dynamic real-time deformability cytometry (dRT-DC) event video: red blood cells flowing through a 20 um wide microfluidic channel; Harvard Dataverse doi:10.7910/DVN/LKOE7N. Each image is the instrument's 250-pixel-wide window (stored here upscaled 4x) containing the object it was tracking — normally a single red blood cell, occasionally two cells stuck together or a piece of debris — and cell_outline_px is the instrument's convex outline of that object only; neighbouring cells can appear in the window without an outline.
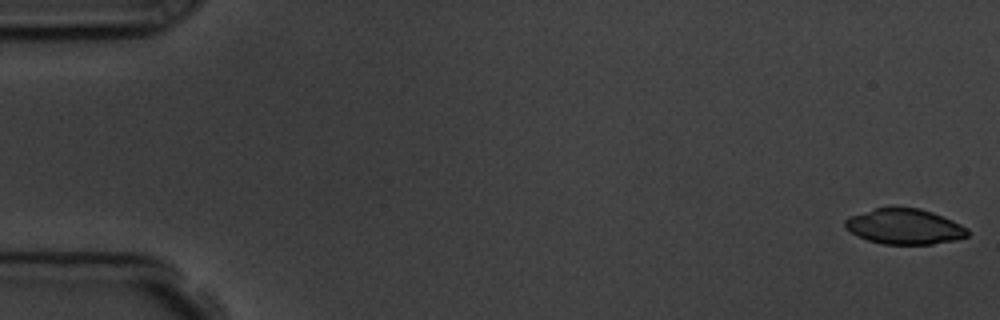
{"species": "common noctule bat (a hibernating species)", "species_latin": "Nyctalus noctula", "temperature_condition": "room temperature", "stored_images_in_passage": 56, "camera_frame_rate_fps": 3000, "um_per_image_px": 0.085, "animal": {"sex": "male", "body_mass_g": 19.5, "forearm_length_mm": 54.6}, "frame": {"image": 1, "passage_image": 1, "time_ms": 0.0, "image_size_px": [1000, 320], "cell_outline_px": [[968, 236], [956, 240], [932, 244], [880, 244], [856, 236], [844, 228], [844, 220], [848, 216], [876, 208], [892, 204], [920, 208], [932, 212], [952, 220], [968, 228]], "centroid_in_image_um": [76.83, 19.22], "position_along_channel_um": 8.2, "area_um2": 26.01}}
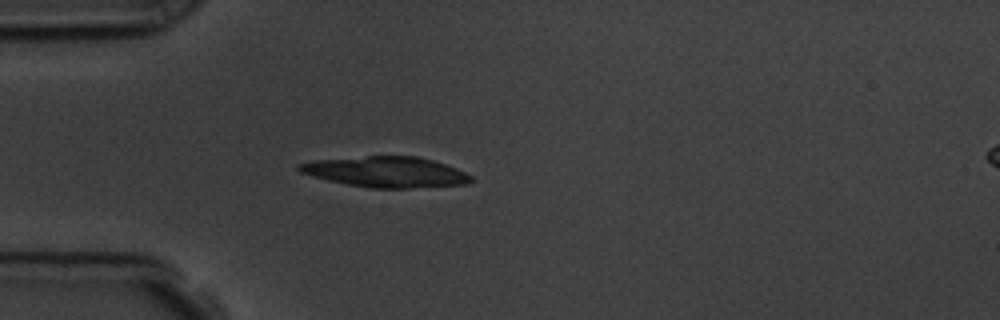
{"frame": {"image": 2, "passage_image": 16, "time_ms": 5.0, "image_size_px": [1000, 320], "cell_outline_px": [[472, 180], [468, 184], [408, 188], [368, 188], [328, 180], [312, 176], [300, 172], [296, 168], [296, 164], [312, 160], [368, 156], [416, 156], [432, 160], [456, 168], [472, 176]], "centroid_in_image_um": [32.77, 14.61], "position_along_channel_um": 52.2, "area_um2": 30.63}}